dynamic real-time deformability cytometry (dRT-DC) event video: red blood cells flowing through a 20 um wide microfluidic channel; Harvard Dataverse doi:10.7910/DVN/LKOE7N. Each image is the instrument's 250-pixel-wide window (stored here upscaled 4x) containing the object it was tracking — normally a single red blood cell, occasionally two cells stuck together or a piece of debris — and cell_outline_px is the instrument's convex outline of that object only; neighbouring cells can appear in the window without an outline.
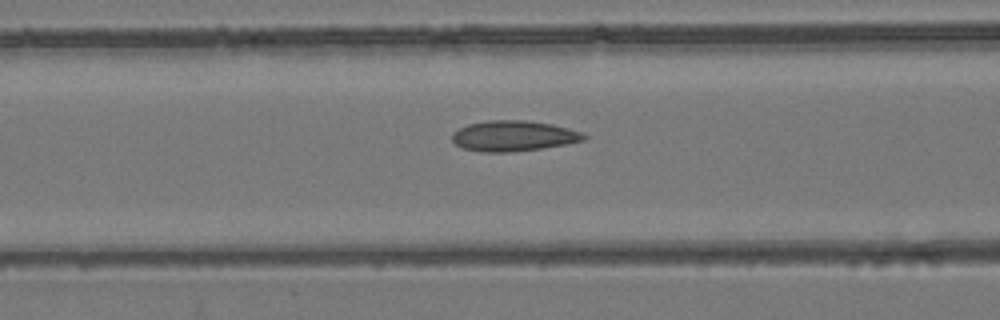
{"species": "common noctule bat (a hibernating species)", "species_latin": "Nyctalus noctula", "temperature_condition": "room temperature", "stored_images_in_passage": 42, "camera_frame_rate_fps": 3000, "um_per_image_px": 0.085, "animal": {"sex": "female", "body_mass_g": 24.6, "forearm_length_mm": 56.2}, "frame": {"image": 1, "passage_image": 10, "time_ms": 3.0, "image_size_px": [1000, 320], "cell_outline_px": [[588, 136], [584, 140], [564, 144], [540, 148], [512, 152], [484, 152], [460, 148], [452, 140], [452, 132], [468, 124], [488, 120], [524, 120], [552, 124], [568, 128], [580, 132]], "centroid_in_image_um": [43.6, 11.55], "position_along_channel_um": 123.0, "area_um2": 23.35}}
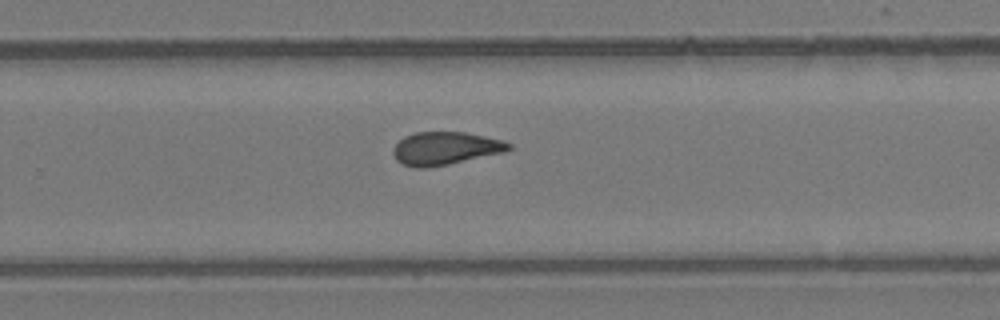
{"frame": {"image": 2, "passage_image": 23, "time_ms": 7.333, "image_size_px": [1000, 320], "cell_outline_px": [[512, 148], [504, 152], [448, 164], [424, 168], [416, 168], [400, 164], [396, 160], [392, 152], [396, 144], [404, 136], [416, 132], [464, 132], [484, 136], [500, 140], [512, 144]], "centroid_in_image_um": [37.81, 12.61], "position_along_channel_um": 292.0, "area_um2": 22.08}}
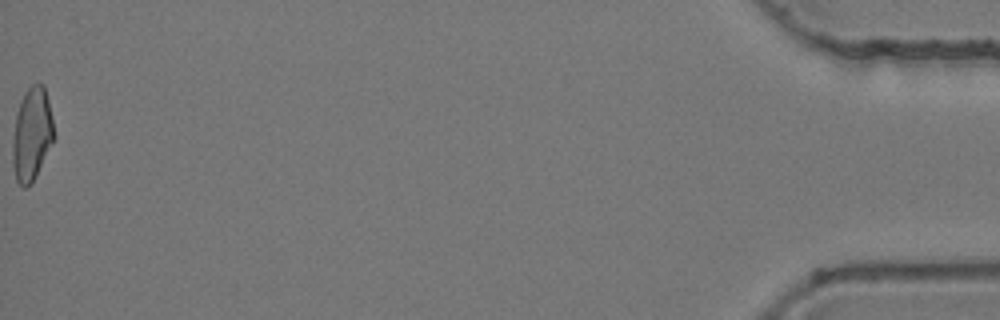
{"frame": {"image": 3, "passage_image": 42, "time_ms": 13.667, "image_size_px": [1000, 320], "cell_outline_px": [[56, 136], [36, 176], [24, 188], [16, 180], [12, 164], [12, 140], [16, 112], [20, 100], [24, 92], [32, 84], [44, 84], [48, 100]], "centroid_in_image_um": [2.7, 11.38], "position_along_channel_um": 432.5, "area_um2": 22.6}, "authors_computed_cell_mechanics": {"area_um2": 22.4842, "velocity_mm_per_s": 3.9086, "shape_relaxation_time_tau1_ms": 9.8156, "shape_relaxation_time_tau2_ms": 2.3429, "deformation_change_tau1": 0.2008, "deformation_change_tau2": 0.0857}}